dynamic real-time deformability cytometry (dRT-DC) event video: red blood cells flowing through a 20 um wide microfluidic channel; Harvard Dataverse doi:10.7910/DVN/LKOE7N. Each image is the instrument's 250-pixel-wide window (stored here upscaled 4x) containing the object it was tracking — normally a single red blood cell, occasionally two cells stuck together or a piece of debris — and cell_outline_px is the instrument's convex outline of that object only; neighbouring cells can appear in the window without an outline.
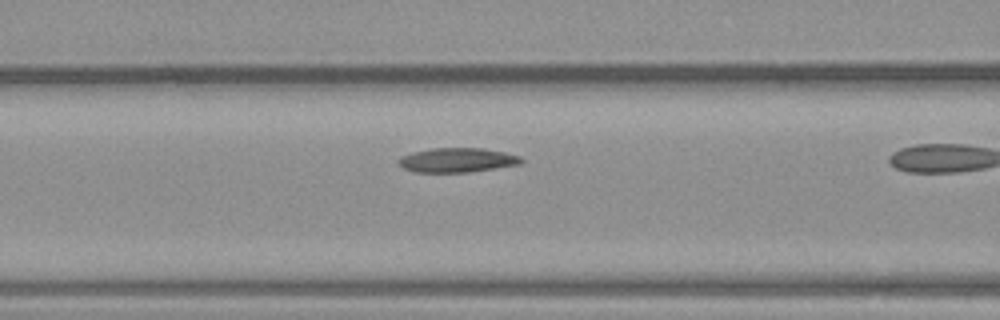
{"species": "common noctule bat (a hibernating species)", "species_latin": "Nyctalus noctula", "temperature_condition": "warm", "stored_images_in_passage": 29, "camera_frame_rate_fps": 3000, "um_per_image_px": 0.085, "animal": {"sex": "male", "body_mass_g": 23.1, "forearm_length_mm": 52.7}, "frame": {"image": 1, "passage_image": 13, "time_ms": 4.0, "image_size_px": [1000, 320], "cell_outline_px": [[524, 160], [520, 164], [496, 168], [468, 172], [416, 172], [404, 168], [396, 164], [396, 160], [400, 156], [412, 152], [432, 148], [484, 148], [504, 152], [520, 156]], "centroid_in_image_um": [38.82, 13.6], "position_along_channel_um": 127.8, "area_um2": 17.57}}
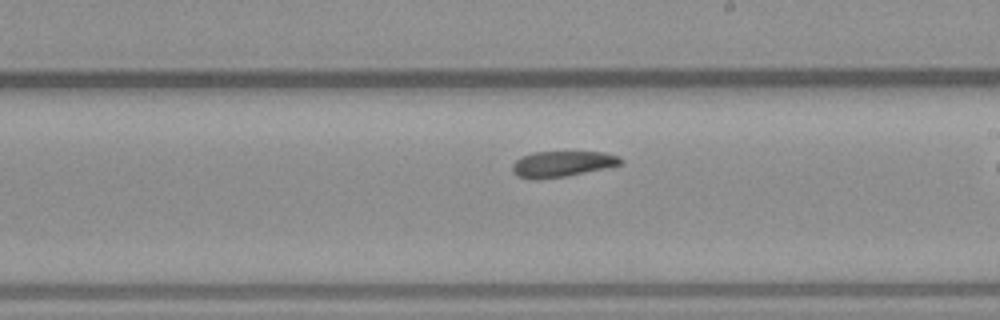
{"frame": {"image": 2, "passage_image": 20, "time_ms": 6.333, "image_size_px": [1000, 320], "cell_outline_px": [[624, 164], [564, 176], [536, 180], [528, 180], [516, 176], [512, 172], [512, 164], [520, 156], [532, 152], [604, 152], [620, 156], [624, 160]], "centroid_in_image_um": [47.75, 13.93], "position_along_channel_um": 241.3, "area_um2": 16.53}}
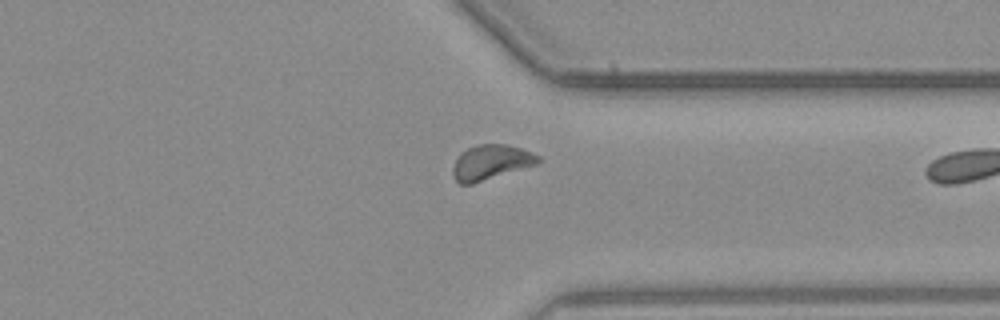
{"frame": {"image": 3, "passage_image": 28, "time_ms": 9.0, "image_size_px": [1000, 320], "cell_outline_px": [[544, 160], [540, 164], [472, 184], [460, 184], [452, 176], [452, 168], [460, 152], [468, 148], [480, 144], [504, 144], [520, 148], [532, 152], [540, 156]], "centroid_in_image_um": [41.77, 13.8], "position_along_channel_um": 369.6, "area_um2": 17.63}}